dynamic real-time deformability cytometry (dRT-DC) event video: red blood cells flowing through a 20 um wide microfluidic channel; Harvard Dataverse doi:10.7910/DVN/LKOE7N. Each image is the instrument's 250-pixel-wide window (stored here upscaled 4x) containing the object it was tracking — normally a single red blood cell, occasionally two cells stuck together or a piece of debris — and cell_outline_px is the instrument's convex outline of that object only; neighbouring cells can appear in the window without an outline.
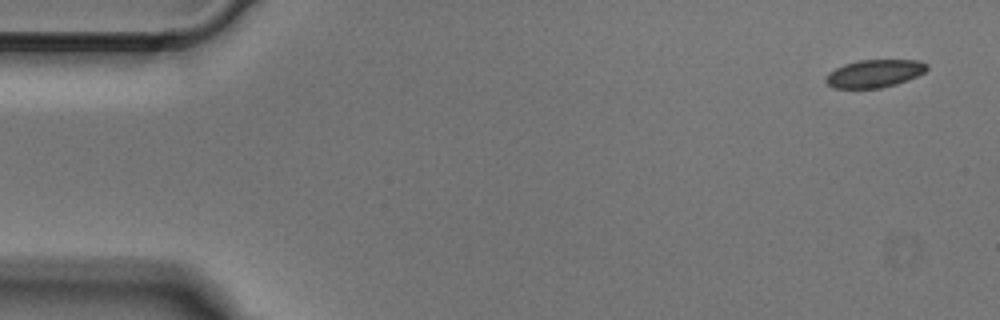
{"species": "Egyptian fruit bat (a non-hibernating species)", "species_latin": "Rousettus aegyptiacus", "temperature_condition": "cold", "stored_images_in_passage": 49, "camera_frame_rate_fps": 3000, "um_per_image_px": 0.085, "animal": {"sex": "male"}, "frame": {"image": 1, "passage_image": 1, "time_ms": 0.0, "image_size_px": [1000, 320], "cell_outline_px": [[928, 68], [924, 72], [908, 80], [896, 84], [880, 88], [832, 88], [824, 80], [828, 72], [844, 64], [860, 60], [920, 60], [928, 64]], "centroid_in_image_um": [74.32, 6.25], "position_along_channel_um": 10.7, "area_um2": 16.42}}
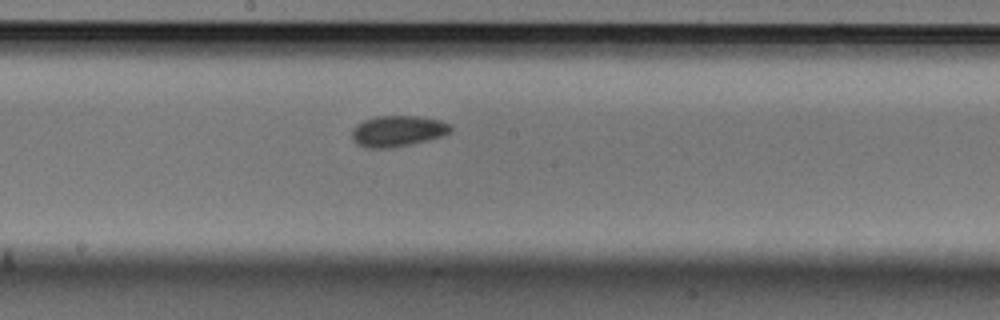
{"frame": {"image": 2, "passage_image": 25, "time_ms": 8.0, "image_size_px": [1000, 320], "cell_outline_px": [[452, 128], [444, 136], [412, 144], [392, 148], [368, 148], [356, 144], [352, 140], [352, 128], [356, 124], [364, 120], [376, 116], [420, 116], [440, 120], [448, 124]], "centroid_in_image_um": [33.77, 11.15], "position_along_channel_um": 214.4, "area_um2": 17.98}}
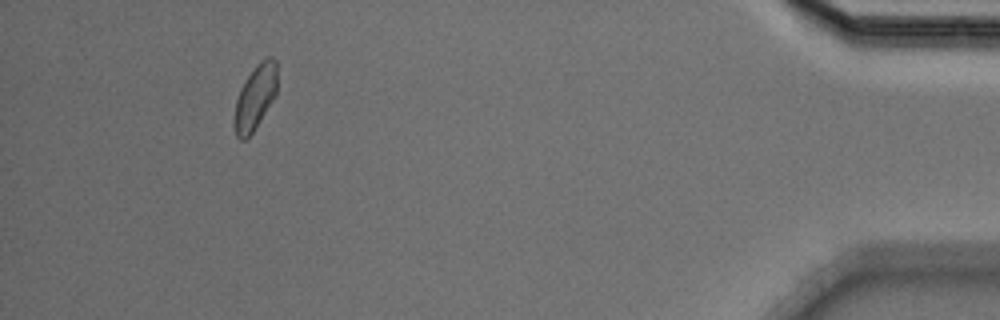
{"frame": {"image": 3, "passage_image": 45, "time_ms": 14.667, "image_size_px": [1000, 320], "cell_outline_px": [[276, 92], [272, 100], [252, 132], [244, 140], [240, 140], [236, 136], [236, 100], [240, 88], [256, 64], [260, 60], [268, 56], [272, 56], [276, 60]], "centroid_in_image_um": [21.71, 8.2], "position_along_channel_um": 413.5, "area_um2": 15.49}}